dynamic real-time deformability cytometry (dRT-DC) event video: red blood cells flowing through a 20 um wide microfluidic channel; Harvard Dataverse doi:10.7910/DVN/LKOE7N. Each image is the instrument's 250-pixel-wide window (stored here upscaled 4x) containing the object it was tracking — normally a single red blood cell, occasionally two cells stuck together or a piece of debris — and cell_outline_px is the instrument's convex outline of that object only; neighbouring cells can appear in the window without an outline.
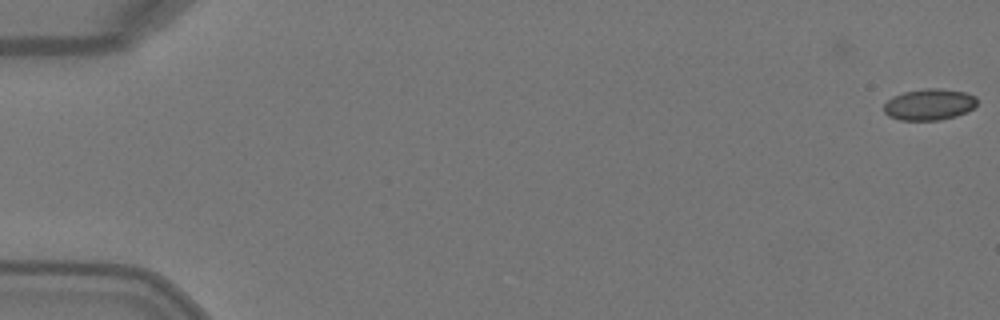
{"species": "Egyptian fruit bat (a non-hibernating species)", "species_latin": "Rousettus aegyptiacus", "temperature_condition": "warm", "stored_images_in_passage": 2, "camera_frame_rate_fps": 3000, "um_per_image_px": 0.085, "animal": {"sex": "female"}, "frame": {"image": 1, "passage_image": 2, "time_ms": 0.333, "image_size_px": [1000, 320], "cell_outline_px": [[976, 104], [968, 112], [956, 116], [940, 120], [900, 120], [888, 116], [884, 112], [884, 104], [892, 96], [904, 92], [924, 88], [940, 88], [964, 92], [976, 96]], "centroid_in_image_um": [78.97, 8.88], "position_along_channel_um": 6.0, "area_um2": 17.11}}